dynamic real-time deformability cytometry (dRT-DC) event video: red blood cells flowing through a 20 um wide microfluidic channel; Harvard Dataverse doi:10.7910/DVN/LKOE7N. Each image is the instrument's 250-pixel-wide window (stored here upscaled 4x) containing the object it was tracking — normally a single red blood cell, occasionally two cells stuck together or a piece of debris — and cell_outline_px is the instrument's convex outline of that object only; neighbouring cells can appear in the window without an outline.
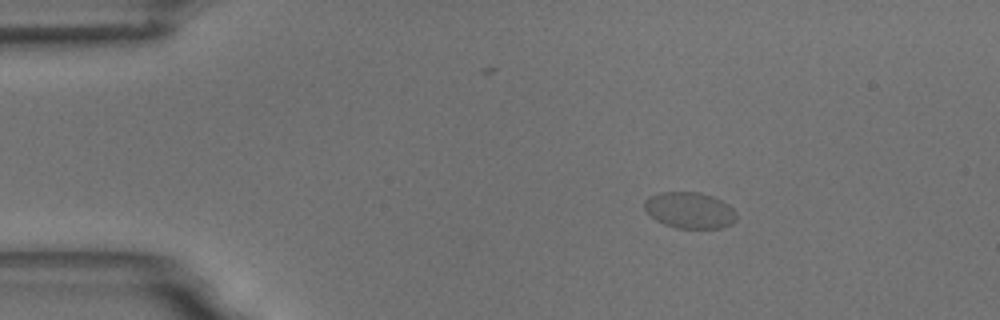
{"species": "common noctule bat (a hibernating species)", "species_latin": "Nyctalus noctula", "temperature_condition": "room temperature", "stored_images_in_passage": 48, "camera_frame_rate_fps": 3000, "um_per_image_px": 0.085, "animal": {"sex": "male", "body_mass_g": 18.8}, "frame": {"image": 1, "passage_image": 1, "time_ms": 0.0, "image_size_px": [1000, 320], "cell_outline_px": [[736, 220], [732, 224], [720, 228], [676, 228], [664, 224], [656, 220], [644, 208], [644, 200], [648, 196], [660, 192], [700, 192], [712, 196], [728, 204], [736, 212]], "centroid_in_image_um": [58.62, 17.87], "position_along_channel_um": 26.4, "area_um2": 19.48}}
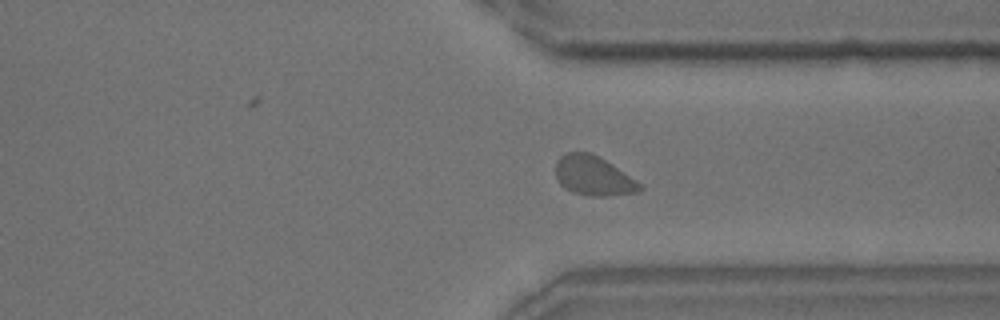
{"frame": {"image": 2, "passage_image": 34, "time_ms": 11.0, "image_size_px": [1000, 320], "cell_outline_px": [[644, 188], [640, 192], [608, 196], [588, 196], [572, 192], [564, 188], [560, 184], [556, 176], [556, 160], [564, 152], [592, 152], [600, 156], [636, 180]], "centroid_in_image_um": [50.43, 14.94], "position_along_channel_um": 361.0, "area_um2": 19.65}}
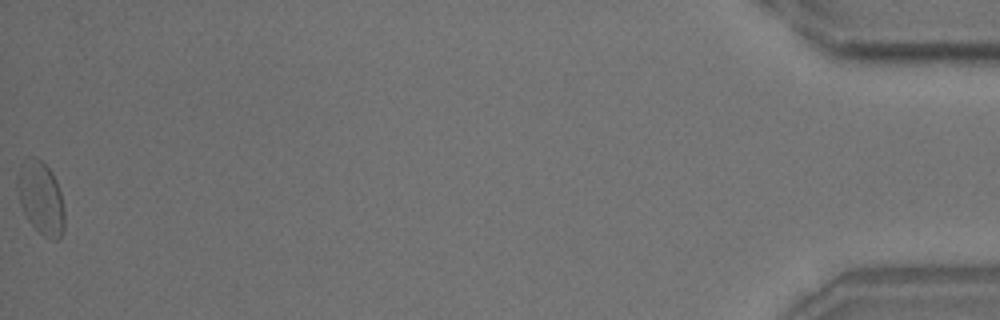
{"frame": {"image": 3, "passage_image": 48, "time_ms": 15.667, "image_size_px": [1000, 320], "cell_outline_px": [[64, 228], [60, 236], [56, 240], [52, 240], [44, 236], [28, 220], [20, 204], [16, 184], [16, 176], [20, 164], [24, 160], [36, 156], [52, 172], [56, 180], [60, 192], [64, 212]], "centroid_in_image_um": [3.45, 16.81], "position_along_channel_um": 431.8, "area_um2": 19.94}}